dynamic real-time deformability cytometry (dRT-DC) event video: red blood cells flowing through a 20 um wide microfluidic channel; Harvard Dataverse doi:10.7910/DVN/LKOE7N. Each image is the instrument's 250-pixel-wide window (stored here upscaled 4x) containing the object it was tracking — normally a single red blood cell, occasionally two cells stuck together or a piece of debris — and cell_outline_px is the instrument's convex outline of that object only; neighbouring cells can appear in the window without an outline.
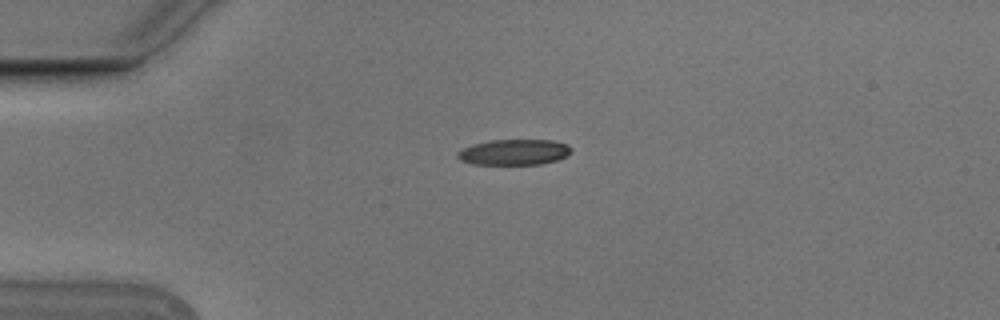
{"species": "Egyptian fruit bat (a non-hibernating species)", "species_latin": "Rousettus aegyptiacus", "temperature_condition": "cold", "stored_images_in_passage": 3, "camera_frame_rate_fps": 3000, "um_per_image_px": 0.085, "animal": {"sex": "male"}, "frame": {"image": 1, "passage_image": 3, "time_ms": 0.667, "image_size_px": [1000, 320], "cell_outline_px": [[572, 148], [564, 156], [556, 160], [540, 164], [472, 164], [460, 160], [456, 156], [456, 152], [472, 144], [492, 140], [552, 140], [568, 144]], "centroid_in_image_um": [43.65, 12.93], "position_along_channel_um": 41.3, "area_um2": 16.88}}